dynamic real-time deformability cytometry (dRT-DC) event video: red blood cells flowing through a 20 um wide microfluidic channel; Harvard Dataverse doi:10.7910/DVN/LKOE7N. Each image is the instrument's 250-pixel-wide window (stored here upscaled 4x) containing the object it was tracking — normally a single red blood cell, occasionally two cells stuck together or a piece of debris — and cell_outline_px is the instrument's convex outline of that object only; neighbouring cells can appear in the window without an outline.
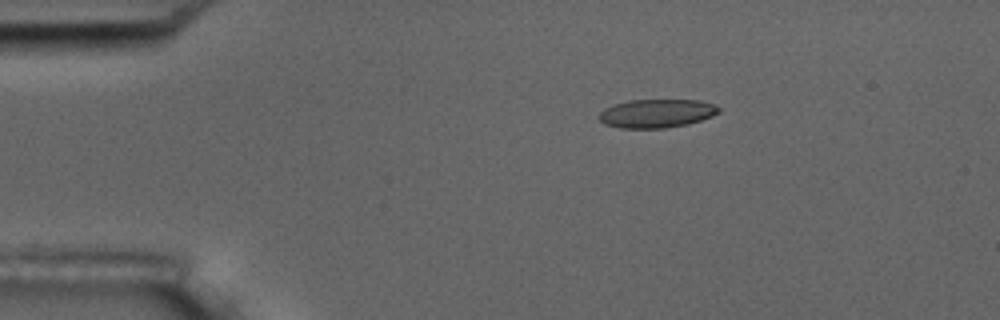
{"species": "common noctule bat (a hibernating species)", "species_latin": "Nyctalus noctula", "temperature_condition": "room temperature", "stored_images_in_passage": 6, "camera_frame_rate_fps": 3000, "um_per_image_px": 0.085, "animal": {"sex": "male", "body_mass_g": 17.5, "forearm_length_mm": 52.3}, "frame": {"image": 1, "passage_image": 3, "time_ms": 2.333, "image_size_px": [1000, 320], "cell_outline_px": [[720, 112], [712, 116], [688, 124], [664, 128], [620, 128], [604, 124], [600, 120], [600, 112], [604, 108], [628, 100], [700, 100], [716, 104], [720, 108]], "centroid_in_image_um": [55.84, 9.63], "position_along_channel_um": 29.2, "area_um2": 19.94}}
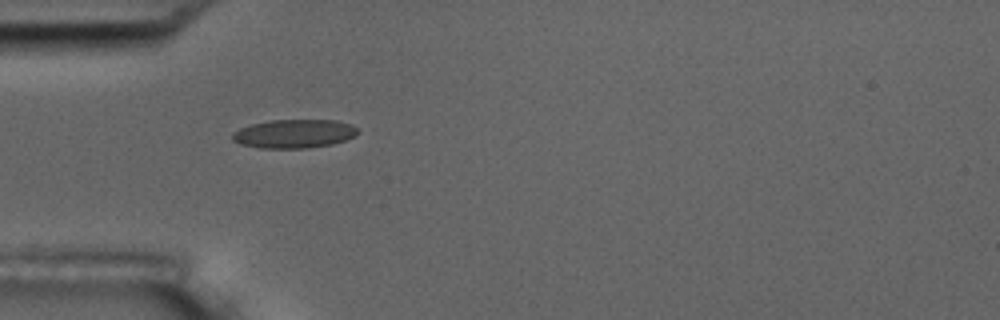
{"frame": {"image": 2, "passage_image": 5, "time_ms": 4.667, "image_size_px": [1000, 320], "cell_outline_px": [[360, 132], [356, 136], [332, 144], [308, 148], [260, 148], [240, 144], [232, 140], [232, 132], [240, 128], [252, 124], [272, 120], [336, 120], [352, 124], [360, 128]], "centroid_in_image_um": [25.04, 11.36], "position_along_channel_um": 60.0, "area_um2": 21.15}}